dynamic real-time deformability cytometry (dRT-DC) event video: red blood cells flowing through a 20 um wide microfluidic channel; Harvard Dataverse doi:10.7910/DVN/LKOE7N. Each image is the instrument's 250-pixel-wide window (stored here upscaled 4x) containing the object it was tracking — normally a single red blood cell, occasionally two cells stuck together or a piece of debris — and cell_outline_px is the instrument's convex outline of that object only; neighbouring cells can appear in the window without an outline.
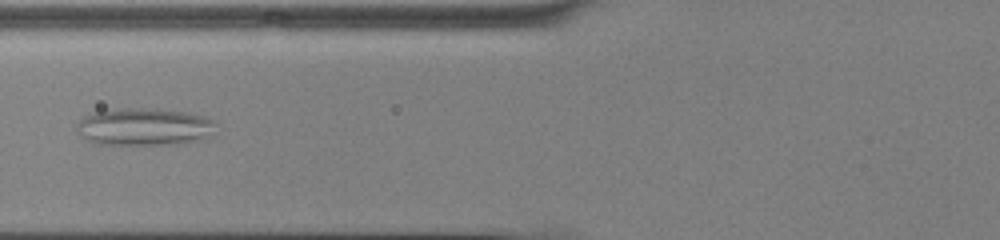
{"species": "common noctule bat (a hibernating species)", "species_latin": "Nyctalus noctula", "temperature_condition": "cold", "stored_images_in_passage": 55, "camera_frame_rate_fps": 3000, "um_per_image_px": 0.085, "animal": {"sex": "male", "body_mass_g": 13.0, "forearm_length_mm": 53.1}, "frame": {"image": 1, "passage_image": 24, "time_ms": 7.667, "image_size_px": [1000, 240], "cell_outline_px": [[220, 124], [204, 140], [184, 144], [96, 144], [80, 136], [76, 132], [76, 124], [84, 116], [96, 112], [116, 108], [156, 108], [184, 112], [204, 116], [216, 120]], "centroid_in_image_um": [12.31, 10.78], "position_along_channel_um": 113.5, "area_um2": 30.98}}
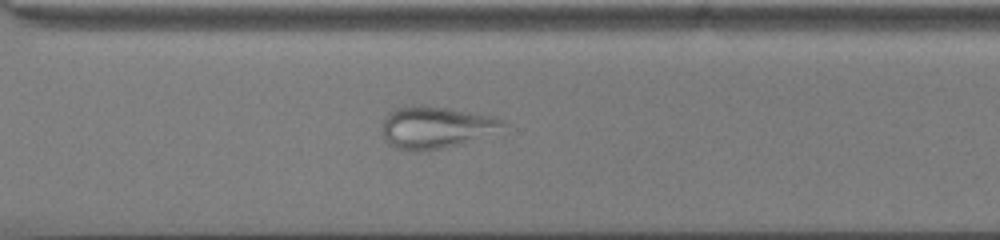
{"frame": {"image": 2, "passage_image": 41, "time_ms": 13.333, "image_size_px": [1000, 240], "cell_outline_px": [[508, 124], [504, 136], [448, 148], [428, 152], [408, 152], [396, 148], [388, 144], [380, 128], [384, 116], [388, 112], [396, 108], [412, 104], [420, 104], [448, 108], [492, 116]], "centroid_in_image_um": [37.18, 10.88], "position_along_channel_um": 333.4, "area_um2": 31.79}}
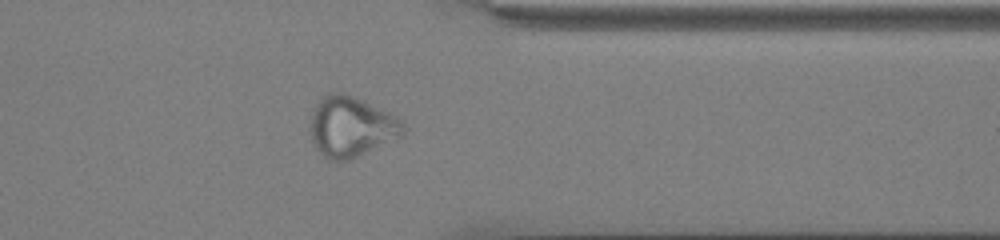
{"frame": {"image": 3, "passage_image": 45, "time_ms": 14.667, "image_size_px": [1000, 240], "cell_outline_px": [[408, 128], [404, 136], [348, 160], [328, 160], [316, 148], [312, 140], [312, 112], [316, 104], [328, 92], [344, 92], [388, 112], [396, 116]], "centroid_in_image_um": [29.89, 10.77], "position_along_channel_um": 381.5, "area_um2": 32.48}}